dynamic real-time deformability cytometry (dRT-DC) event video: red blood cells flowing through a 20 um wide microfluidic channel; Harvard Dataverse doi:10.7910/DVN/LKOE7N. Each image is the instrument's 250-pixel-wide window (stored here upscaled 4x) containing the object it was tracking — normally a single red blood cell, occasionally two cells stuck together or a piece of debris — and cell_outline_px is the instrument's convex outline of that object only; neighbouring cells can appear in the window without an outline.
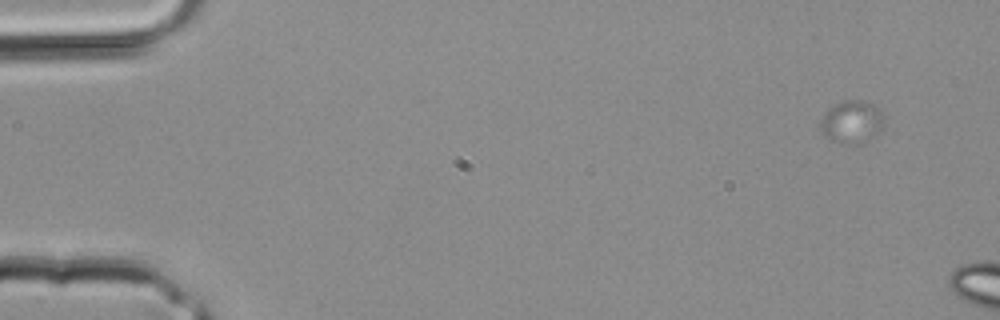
{"species": "common noctule bat (a hibernating species)", "species_latin": "Nyctalus noctula", "temperature_condition": "room temperature", "stored_images_in_passage": 3, "camera_frame_rate_fps": 3000, "um_per_image_px": 0.085, "animal": {"sex": "male", "body_mass_g": 20.4}, "frame": {"image": 1, "passage_image": 3, "time_ms": 0.667, "image_size_px": [1000, 320], "cell_outline_px": [[884, 120], [880, 132], [868, 140], [860, 144], [840, 144], [824, 136], [820, 132], [820, 120], [824, 112], [836, 104], [844, 100], [860, 100], [872, 104], [880, 108], [884, 116]], "centroid_in_image_um": [72.4, 10.38], "position_along_channel_um": 12.6, "area_um2": 16.13}}